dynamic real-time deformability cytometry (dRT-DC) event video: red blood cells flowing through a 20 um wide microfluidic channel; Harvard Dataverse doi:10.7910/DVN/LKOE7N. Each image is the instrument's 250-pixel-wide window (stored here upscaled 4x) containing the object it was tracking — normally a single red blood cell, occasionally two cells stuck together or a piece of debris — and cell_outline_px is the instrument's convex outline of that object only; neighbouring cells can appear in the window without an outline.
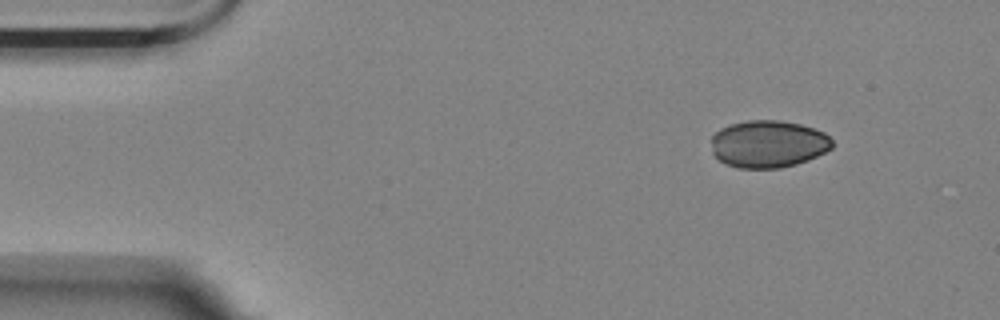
{"species": "Egyptian fruit bat (a non-hibernating species)", "species_latin": "Rousettus aegyptiacus", "temperature_condition": "room temperature", "stored_images_in_passage": 4, "camera_frame_rate_fps": 3000, "um_per_image_px": 0.085, "animal": {"sex": "female"}, "frame": {"image": 1, "passage_image": 1, "time_ms": 0.0, "image_size_px": [1000, 320], "cell_outline_px": [[832, 148], [808, 160], [796, 164], [780, 168], [736, 168], [724, 164], [712, 152], [712, 136], [720, 128], [732, 124], [748, 120], [780, 120], [800, 124], [824, 132], [832, 140]], "centroid_in_image_um": [65.29, 12.24], "position_along_channel_um": 19.7, "area_um2": 33.35}}
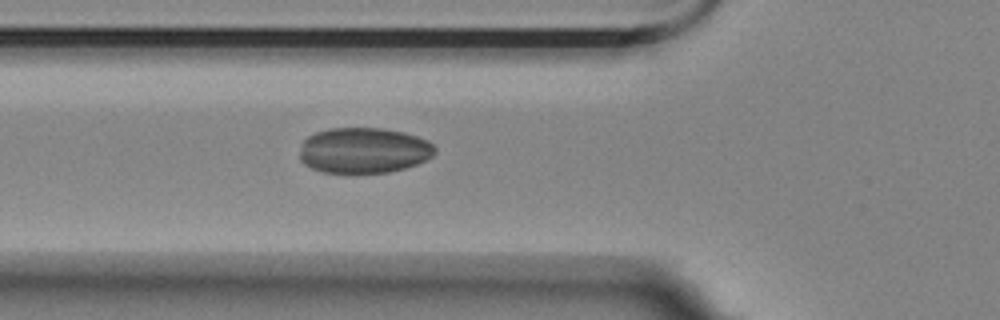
{"frame": {"image": 2, "passage_image": 4, "time_ms": 1.0, "image_size_px": [1000, 320], "cell_outline_px": [[436, 152], [432, 156], [416, 164], [404, 168], [388, 172], [320, 172], [304, 164], [300, 160], [300, 152], [304, 140], [308, 136], [316, 132], [328, 128], [380, 128], [404, 132], [428, 140], [436, 148]], "centroid_in_image_um": [30.91, 12.77], "position_along_channel_um": 94.9, "area_um2": 35.84}}